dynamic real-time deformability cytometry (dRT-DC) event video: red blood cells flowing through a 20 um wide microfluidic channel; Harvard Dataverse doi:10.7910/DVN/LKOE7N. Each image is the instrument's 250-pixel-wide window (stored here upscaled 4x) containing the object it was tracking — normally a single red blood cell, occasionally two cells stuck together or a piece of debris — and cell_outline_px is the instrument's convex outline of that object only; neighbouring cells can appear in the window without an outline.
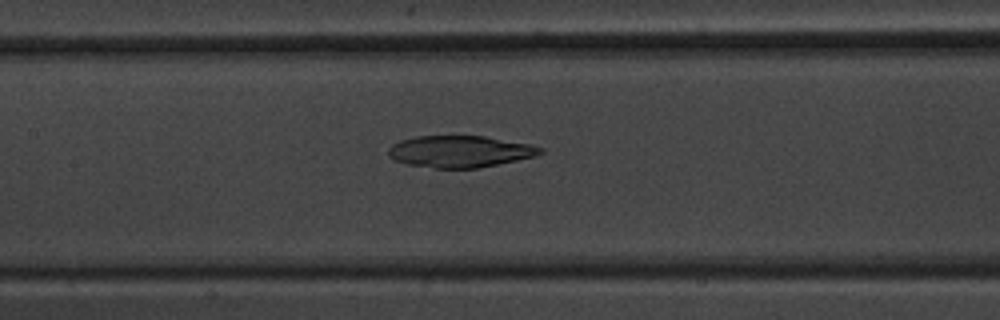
{"species": "common noctule bat (a hibernating species)", "species_latin": "Nyctalus noctula", "temperature_condition": "warm", "stored_images_in_passage": 39, "camera_frame_rate_fps": 3000, "um_per_image_px": 0.085, "animal": {"sex": "male", "body_mass_g": 20.1, "forearm_length_mm": 53.5}, "frame": {"image": 1, "passage_image": 19, "time_ms": 6.0, "image_size_px": [1000, 320], "cell_outline_px": [[544, 152], [536, 156], [476, 168], [436, 168], [408, 164], [396, 160], [388, 156], [388, 148], [392, 144], [400, 140], [416, 136], [484, 136], [528, 144], [544, 148]], "centroid_in_image_um": [39.08, 12.87], "position_along_channel_um": 168.3, "area_um2": 27.86}}
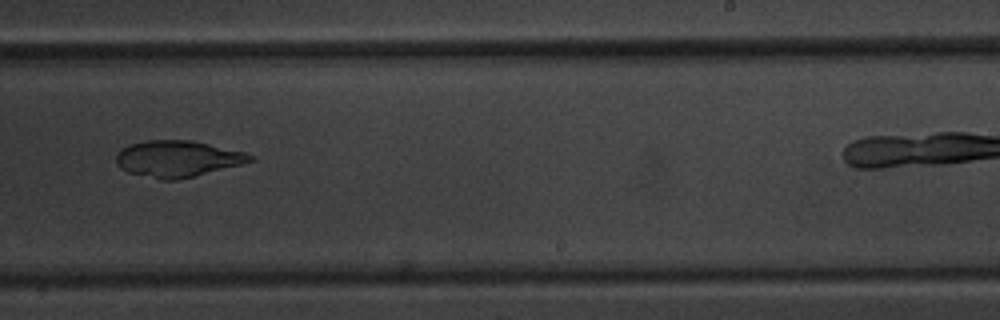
{"frame": {"image": 2, "passage_image": 27, "time_ms": 8.667, "image_size_px": [1000, 320], "cell_outline_px": [[256, 160], [176, 180], [160, 180], [128, 172], [120, 168], [116, 164], [116, 156], [120, 148], [128, 144], [144, 140], [192, 140], [244, 152], [256, 156]], "centroid_in_image_um": [15.05, 13.48], "position_along_channel_um": 274.0, "area_um2": 28.38}}
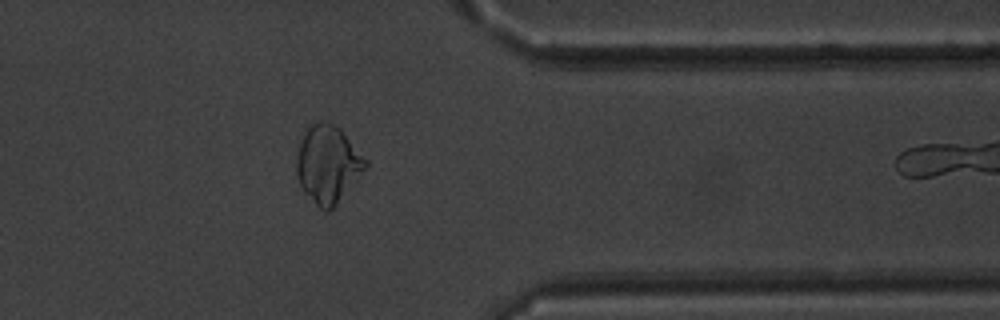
{"frame": {"image": 3, "passage_image": 36, "time_ms": 11.667, "image_size_px": [1000, 320], "cell_outline_px": [[368, 164], [332, 208], [328, 212], [324, 212], [304, 192], [296, 176], [296, 156], [300, 144], [308, 128], [312, 124], [320, 120], [324, 120], [340, 128], [368, 160]], "centroid_in_image_um": [27.85, 13.94], "position_along_channel_um": 383.6, "area_um2": 30.58}}